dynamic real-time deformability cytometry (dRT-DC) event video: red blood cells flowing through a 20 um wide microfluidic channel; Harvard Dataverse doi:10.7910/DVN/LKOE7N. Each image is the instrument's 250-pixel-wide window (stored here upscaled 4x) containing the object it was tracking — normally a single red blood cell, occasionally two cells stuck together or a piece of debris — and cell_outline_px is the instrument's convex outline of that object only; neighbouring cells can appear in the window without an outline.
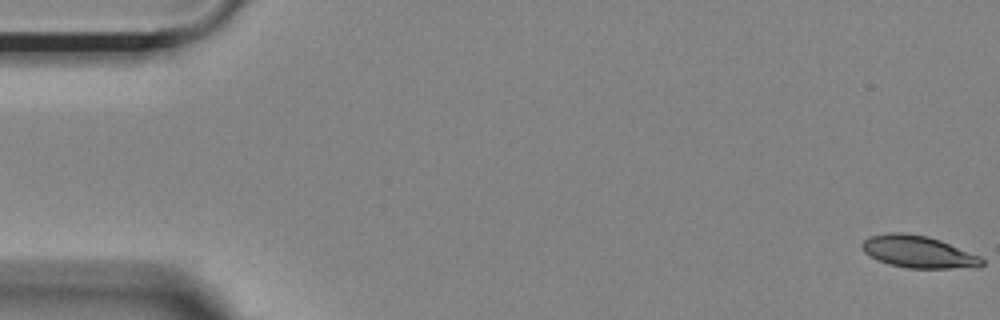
{"species": "Egyptian fruit bat (a non-hibernating species)", "species_latin": "Rousettus aegyptiacus", "temperature_condition": "room temperature", "stored_images_in_passage": 17, "camera_frame_rate_fps": 3000, "um_per_image_px": 0.085, "animal": {"sex": "female"}, "frame": {"image": 1, "passage_image": 1, "time_ms": 0.0, "image_size_px": [1000, 320], "cell_outline_px": [[984, 264], [976, 268], [908, 268], [888, 264], [876, 260], [864, 252], [860, 248], [860, 244], [868, 236], [888, 232], [904, 232], [928, 236], [940, 240], [980, 256], [984, 260]], "centroid_in_image_um": [78.02, 21.4], "position_along_channel_um": 7.0, "area_um2": 22.77}}
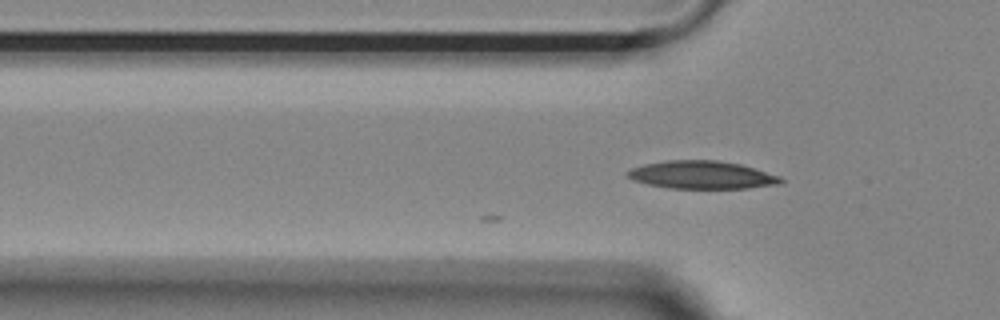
{"frame": {"image": 2, "passage_image": 17, "time_ms": 5.333, "image_size_px": [1000, 320], "cell_outline_px": [[784, 180], [780, 184], [748, 188], [668, 188], [648, 184], [632, 180], [628, 176], [628, 172], [632, 168], [644, 164], [668, 160], [716, 160], [740, 164], [780, 176]], "centroid_in_image_um": [59.67, 14.87], "position_along_channel_um": 66.1, "area_um2": 24.74}}